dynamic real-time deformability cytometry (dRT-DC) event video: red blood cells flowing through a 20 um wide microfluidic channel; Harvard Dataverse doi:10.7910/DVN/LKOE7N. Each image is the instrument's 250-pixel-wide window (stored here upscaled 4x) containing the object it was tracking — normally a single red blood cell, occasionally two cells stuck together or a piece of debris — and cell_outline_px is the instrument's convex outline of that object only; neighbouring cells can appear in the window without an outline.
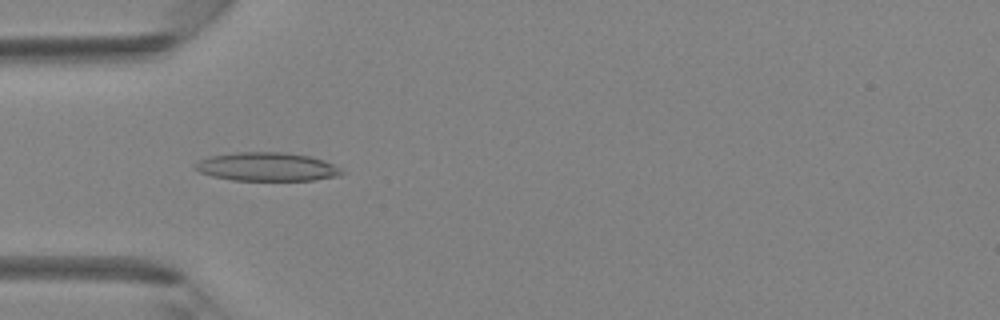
{"species": "Egyptian fruit bat (a non-hibernating species)", "species_latin": "Rousettus aegyptiacus", "temperature_condition": "room temperature", "stored_images_in_passage": 41, "camera_frame_rate_fps": 3000, "um_per_image_px": 0.085, "animal": {"sex": "female"}, "frame": {"image": 1, "passage_image": 12, "time_ms": 3.667, "image_size_px": [1000, 320], "cell_outline_px": [[344, 172], [340, 176], [312, 180], [232, 180], [212, 176], [200, 172], [192, 168], [200, 160], [208, 156], [236, 152], [284, 152], [308, 156], [324, 160], [340, 168]], "centroid_in_image_um": [22.68, 14.17], "position_along_channel_um": 62.3, "area_um2": 24.39}}
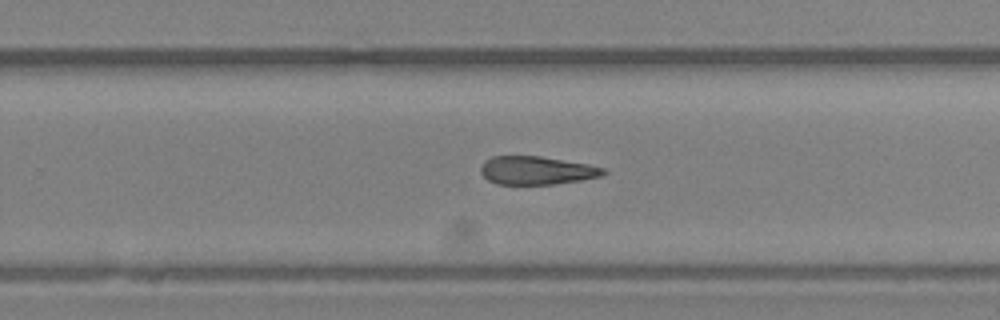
{"frame": {"image": 2, "passage_image": 26, "time_ms": 8.333, "image_size_px": [1000, 320], "cell_outline_px": [[608, 172], [600, 176], [580, 180], [556, 184], [496, 184], [488, 180], [480, 172], [480, 168], [484, 160], [492, 156], [540, 156], [588, 164], [604, 168]], "centroid_in_image_um": [45.59, 14.48], "position_along_channel_um": 284.2, "area_um2": 20.23}}
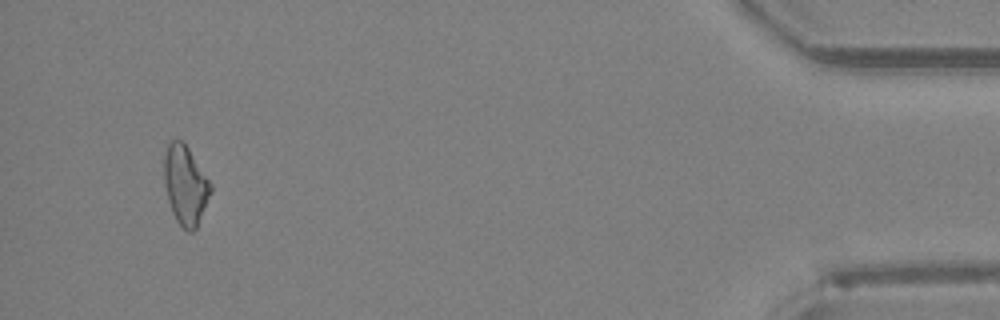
{"frame": {"image": 3, "passage_image": 39, "time_ms": 12.667, "image_size_px": [1000, 320], "cell_outline_px": [[212, 192], [196, 228], [192, 232], [188, 232], [176, 220], [172, 212], [168, 200], [164, 184], [164, 156], [168, 144], [172, 140], [180, 140], [188, 148], [212, 184]], "centroid_in_image_um": [15.76, 15.75], "position_along_channel_um": 419.4, "area_um2": 21.33}}